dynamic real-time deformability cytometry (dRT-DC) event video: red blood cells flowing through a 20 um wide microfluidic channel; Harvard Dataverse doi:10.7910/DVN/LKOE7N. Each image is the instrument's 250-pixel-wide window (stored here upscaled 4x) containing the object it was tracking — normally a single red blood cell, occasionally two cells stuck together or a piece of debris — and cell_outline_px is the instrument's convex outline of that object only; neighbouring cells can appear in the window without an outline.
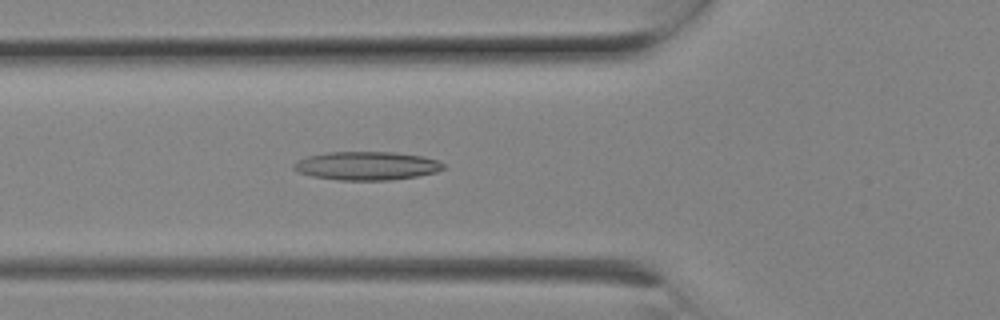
{"species": "Egyptian fruit bat (a non-hibernating species)", "species_latin": "Rousettus aegyptiacus", "temperature_condition": "room temperature", "stored_images_in_passage": 3, "camera_frame_rate_fps": 3000, "um_per_image_px": 0.085, "animal": {"sex": "female"}, "frame": {"image": 1, "passage_image": 3, "time_ms": 0.667, "image_size_px": [1000, 320], "cell_outline_px": [[444, 168], [436, 172], [416, 176], [392, 180], [336, 180], [312, 176], [296, 172], [292, 168], [292, 164], [296, 160], [304, 156], [324, 152], [392, 152], [424, 156], [436, 160], [444, 164]], "centroid_in_image_um": [31.09, 14.09], "position_along_channel_um": 94.7, "area_um2": 25.14}}